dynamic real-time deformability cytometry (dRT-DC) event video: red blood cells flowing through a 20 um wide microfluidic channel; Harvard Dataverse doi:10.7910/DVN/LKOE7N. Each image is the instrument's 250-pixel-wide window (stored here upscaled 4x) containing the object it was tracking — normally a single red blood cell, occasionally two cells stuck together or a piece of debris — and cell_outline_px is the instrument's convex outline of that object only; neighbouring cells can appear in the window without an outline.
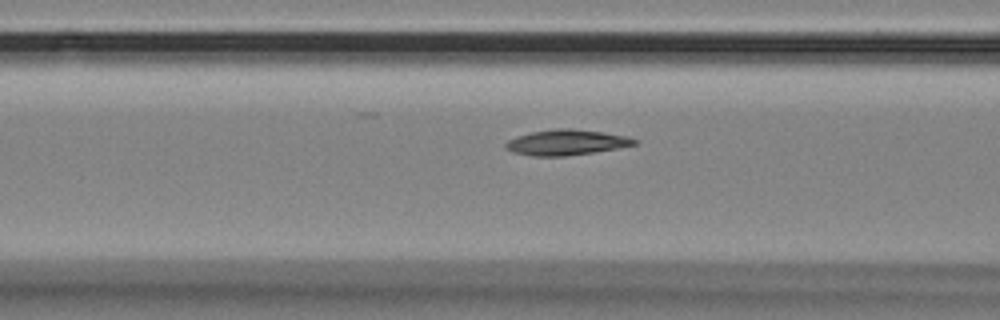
{"species": "Egyptian fruit bat (a non-hibernating species)", "species_latin": "Rousettus aegyptiacus", "temperature_condition": "room temperature", "stored_images_in_passage": 48, "camera_frame_rate_fps": 3000, "um_per_image_px": 0.085, "animal": {"sex": "female"}, "frame": {"image": 1, "passage_image": 13, "time_ms": 4.0, "image_size_px": [1000, 320], "cell_outline_px": [[640, 140], [636, 144], [616, 148], [592, 152], [564, 156], [532, 156], [512, 152], [504, 148], [504, 144], [508, 140], [516, 136], [532, 132], [556, 128], [572, 128], [604, 132], [628, 136]], "centroid_in_image_um": [48.13, 12.09], "position_along_channel_um": 118.5, "area_um2": 19.19}}
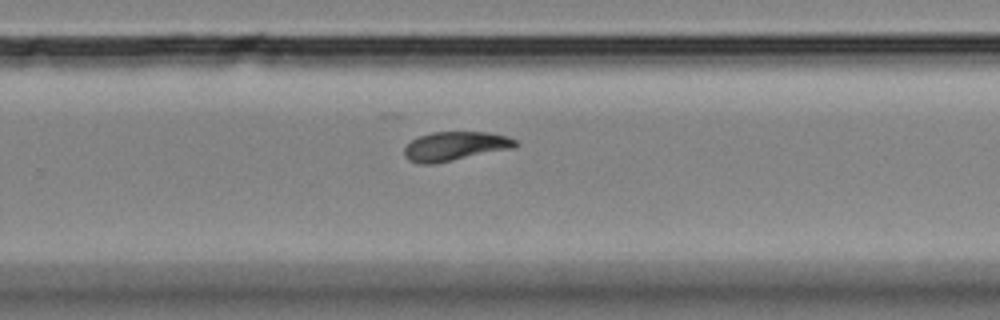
{"frame": {"image": 2, "passage_image": 28, "time_ms": 9.0, "image_size_px": [1000, 320], "cell_outline_px": [[520, 144], [516, 148], [432, 164], [420, 164], [408, 160], [404, 156], [404, 148], [416, 136], [432, 132], [488, 132], [508, 136], [516, 140]], "centroid_in_image_um": [38.71, 12.42], "position_along_channel_um": 291.1, "area_um2": 19.07}}
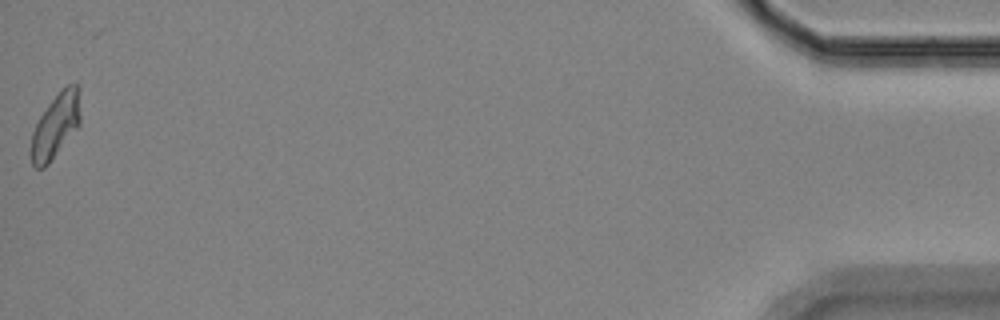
{"frame": {"image": 3, "passage_image": 48, "time_ms": 15.667, "image_size_px": [1000, 320], "cell_outline_px": [[80, 124], [48, 164], [44, 168], [36, 168], [32, 164], [28, 152], [32, 132], [40, 116], [48, 104], [60, 88], [68, 84], [80, 84]], "centroid_in_image_um": [4.71, 10.66], "position_along_channel_um": 430.5, "area_um2": 18.96}, "authors_computed_cell_mechanics": {"area_um2": 18.8428, "velocity_mm_per_s": 3.4568, "shape_relaxation_time_tau1_ms": 5.4131, "shape_relaxation_time_tau2_ms": null, "deformation_change_tau1": 0.1614, "deformation_change_tau2": null}}